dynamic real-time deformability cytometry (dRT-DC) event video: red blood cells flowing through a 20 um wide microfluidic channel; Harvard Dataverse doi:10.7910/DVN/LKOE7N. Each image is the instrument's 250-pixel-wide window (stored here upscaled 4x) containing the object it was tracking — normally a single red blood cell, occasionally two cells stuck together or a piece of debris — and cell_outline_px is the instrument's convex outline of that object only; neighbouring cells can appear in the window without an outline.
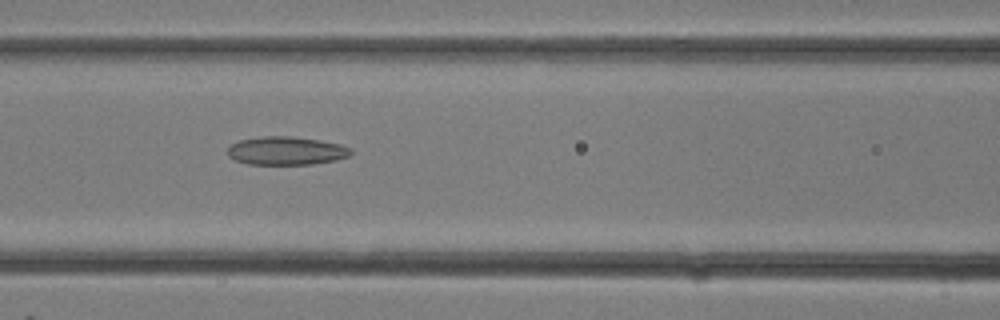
{"species": "common noctule bat (a hibernating species)", "species_latin": "Nyctalus noctula", "temperature_condition": "room temperature", "stored_images_in_passage": 20, "camera_frame_rate_fps": 3000, "um_per_image_px": 0.085, "animal": {"sex": "female"}, "frame": {"image": 1, "passage_image": 12, "time_ms": 3.667, "image_size_px": [1000, 320], "cell_outline_px": [[352, 152], [348, 156], [336, 160], [312, 164], [248, 164], [236, 160], [228, 156], [228, 144], [240, 140], [264, 136], [292, 136], [340, 144], [348, 148]], "centroid_in_image_um": [24.28, 12.81], "position_along_channel_um": 142.3, "area_um2": 20.17}}
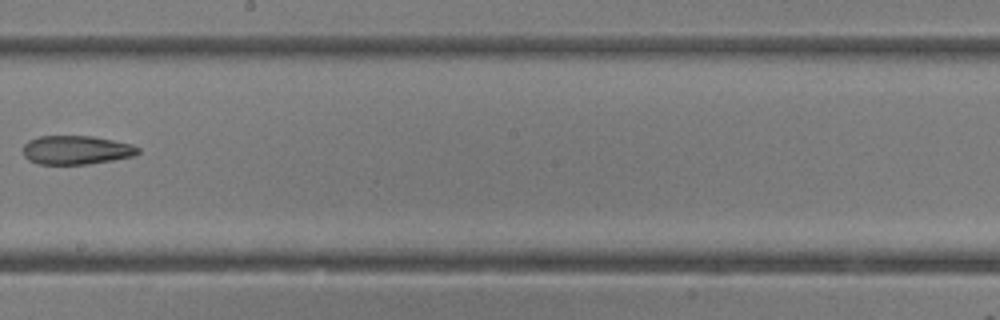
{"frame": {"image": 2, "passage_image": 16, "time_ms": 5.0, "image_size_px": [1000, 320], "cell_outline_px": [[140, 152], [132, 156], [112, 160], [88, 164], [40, 164], [28, 160], [24, 156], [24, 144], [28, 140], [40, 136], [92, 136], [132, 144], [140, 148]], "centroid_in_image_um": [6.48, 12.75], "position_along_channel_um": 241.7, "area_um2": 19.25}}
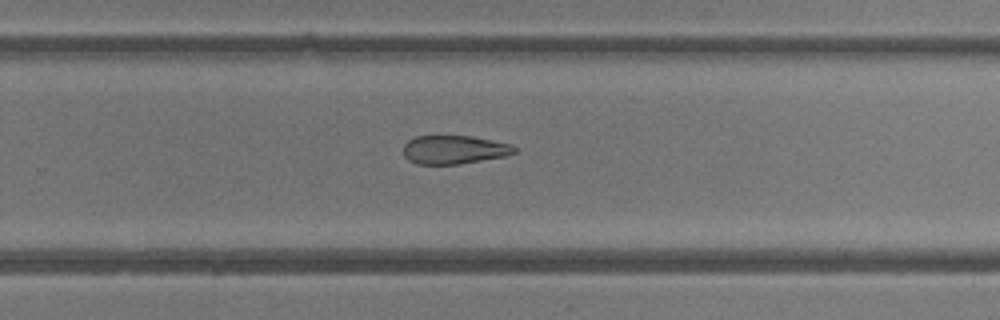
{"frame": {"image": 3, "passage_image": 18, "time_ms": 5.667, "image_size_px": [1000, 320], "cell_outline_px": [[516, 152], [508, 156], [456, 164], [416, 164], [408, 160], [404, 156], [404, 144], [408, 140], [416, 136], [472, 136], [492, 140], [508, 144], [516, 148]], "centroid_in_image_um": [38.58, 12.72], "position_along_channel_um": 291.2, "area_um2": 18.44}}